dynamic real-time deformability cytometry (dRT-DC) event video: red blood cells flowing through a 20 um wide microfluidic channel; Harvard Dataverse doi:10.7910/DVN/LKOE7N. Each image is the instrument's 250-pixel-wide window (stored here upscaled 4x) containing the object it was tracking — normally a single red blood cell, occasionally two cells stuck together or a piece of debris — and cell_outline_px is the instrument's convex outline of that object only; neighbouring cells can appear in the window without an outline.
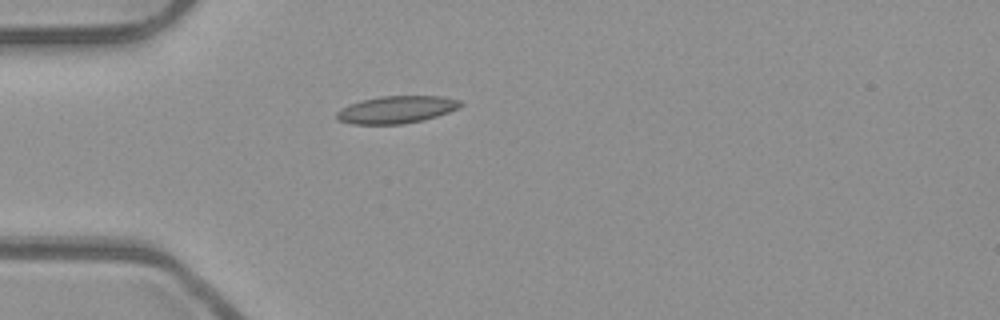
{"species": "common noctule bat (a hibernating species)", "species_latin": "Nyctalus noctula", "temperature_condition": "room temperature", "stored_images_in_passage": 38, "camera_frame_rate_fps": 3000, "um_per_image_px": 0.085, "animal": {"sex": "male", "body_mass_g": 23.1, "forearm_length_mm": 52.7}, "frame": {"image": 1, "passage_image": 1, "time_ms": 0.0, "image_size_px": [1000, 320], "cell_outline_px": [[464, 104], [460, 108], [424, 120], [400, 124], [352, 124], [340, 120], [336, 116], [336, 112], [352, 104], [364, 100], [380, 96], [440, 96], [460, 100]], "centroid_in_image_um": [33.76, 9.32], "position_along_channel_um": 51.2, "area_um2": 19.48}}
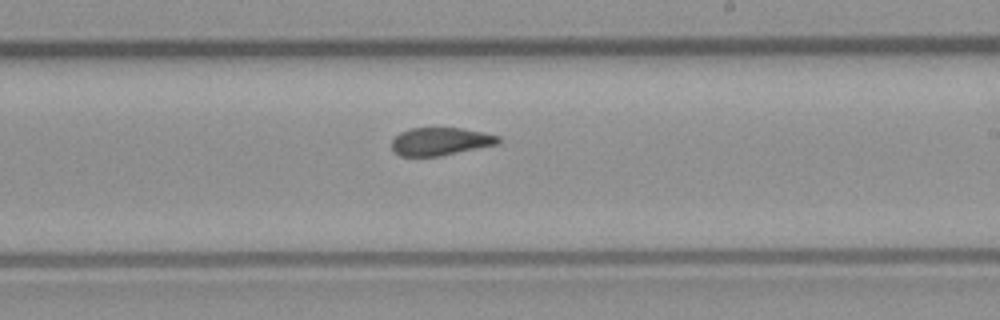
{"frame": {"image": 2, "passage_image": 17, "time_ms": 5.333, "image_size_px": [1000, 320], "cell_outline_px": [[500, 144], [440, 156], [400, 156], [392, 152], [392, 140], [400, 132], [412, 128], [460, 128], [484, 132], [500, 136]], "centroid_in_image_um": [37.45, 12.03], "position_along_channel_um": 251.6, "area_um2": 17.46}}
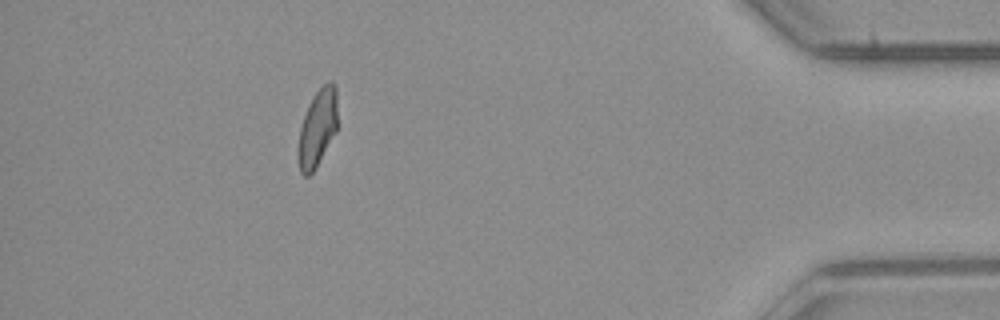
{"frame": {"image": 3, "passage_image": 33, "time_ms": 10.667, "image_size_px": [1000, 320], "cell_outline_px": [[336, 132], [316, 168], [308, 176], [304, 176], [300, 172], [296, 156], [300, 128], [308, 104], [316, 92], [328, 80], [332, 80], [336, 84]], "centroid_in_image_um": [26.96, 10.9], "position_along_channel_um": 408.2, "area_um2": 17.86}, "authors_computed_cell_mechanics": {"area_um2": 18.2937, "velocity_mm_per_s": 3.9603, "shape_relaxation_time_tau1_ms": null, "shape_relaxation_time_tau2_ms": 1.8518, "deformation_change_tau1": null, "deformation_change_tau2": 0.074}}